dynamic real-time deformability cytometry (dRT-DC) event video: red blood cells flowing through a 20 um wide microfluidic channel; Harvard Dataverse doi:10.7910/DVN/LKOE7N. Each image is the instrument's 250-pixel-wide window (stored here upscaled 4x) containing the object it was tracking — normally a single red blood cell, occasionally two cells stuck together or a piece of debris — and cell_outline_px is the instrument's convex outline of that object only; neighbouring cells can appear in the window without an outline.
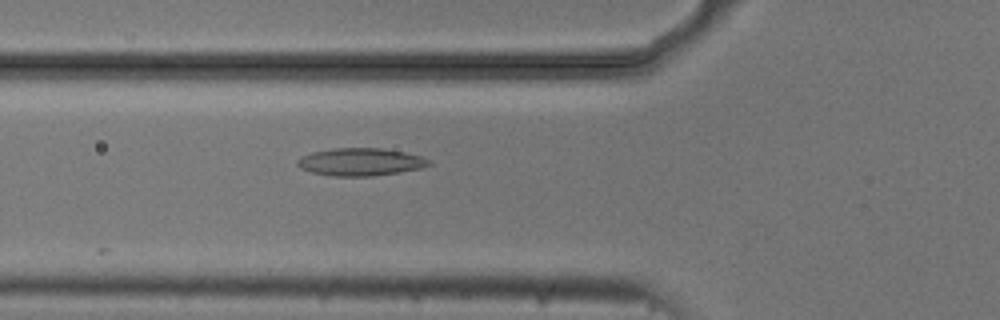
{"species": "common noctule bat (a hibernating species)", "species_latin": "Nyctalus noctula", "temperature_condition": "cold", "stored_images_in_passage": 38, "camera_frame_rate_fps": 3000, "um_per_image_px": 0.085, "animal": {"sex": "male", "body_mass_g": 20.5, "forearm_length_mm": 52.5}, "frame": {"image": 1, "passage_image": 3, "time_ms": 0.667, "image_size_px": [1000, 320], "cell_outline_px": [[432, 164], [420, 168], [400, 172], [372, 176], [332, 176], [312, 172], [300, 168], [296, 164], [296, 160], [300, 156], [312, 152], [332, 148], [384, 148], [404, 152], [420, 156], [432, 160]], "centroid_in_image_um": [30.63, 13.76], "position_along_channel_um": 95.2, "area_um2": 21.33}}
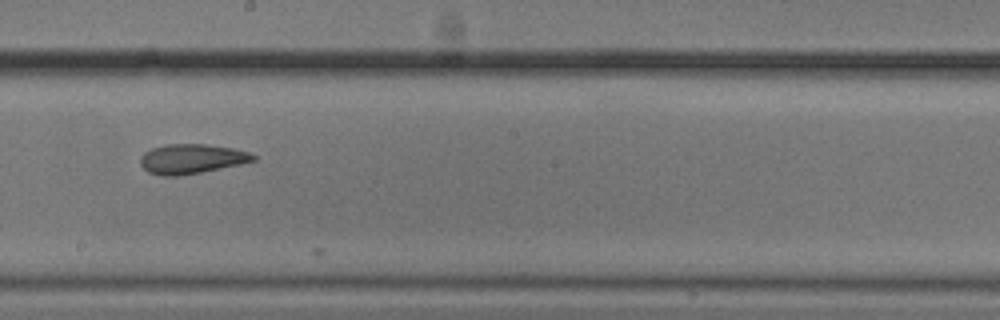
{"frame": {"image": 2, "passage_image": 14, "time_ms": 4.333, "image_size_px": [1000, 320], "cell_outline_px": [[256, 160], [240, 164], [180, 176], [164, 176], [148, 172], [140, 164], [140, 156], [144, 152], [152, 148], [168, 144], [204, 144], [232, 148], [248, 152], [256, 156]], "centroid_in_image_um": [16.25, 13.5], "position_along_channel_um": 231.9, "area_um2": 19.36}}
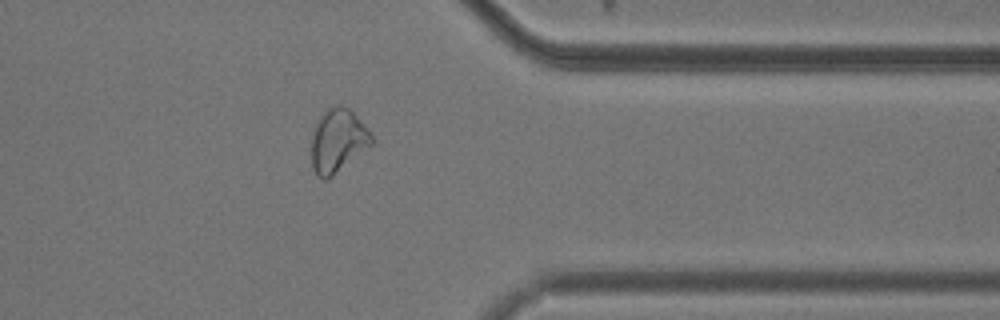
{"frame": {"image": 3, "passage_image": 27, "time_ms": 8.667, "image_size_px": [1000, 320], "cell_outline_px": [[376, 140], [372, 144], [328, 180], [324, 180], [316, 176], [312, 168], [312, 136], [316, 124], [320, 116], [332, 104], [340, 104], [348, 108], [368, 128]], "centroid_in_image_um": [28.72, 11.97], "position_along_channel_um": 382.7, "area_um2": 22.37}, "authors_computed_cell_mechanics": {"area_um2": 20.1722, "velocity_mm_per_s": 3.7107, "shape_relaxation_time_tau1_ms": null, "shape_relaxation_time_tau2_ms": 3.0972, "deformation_change_tau1": null, "deformation_change_tau2": 0.0962}}